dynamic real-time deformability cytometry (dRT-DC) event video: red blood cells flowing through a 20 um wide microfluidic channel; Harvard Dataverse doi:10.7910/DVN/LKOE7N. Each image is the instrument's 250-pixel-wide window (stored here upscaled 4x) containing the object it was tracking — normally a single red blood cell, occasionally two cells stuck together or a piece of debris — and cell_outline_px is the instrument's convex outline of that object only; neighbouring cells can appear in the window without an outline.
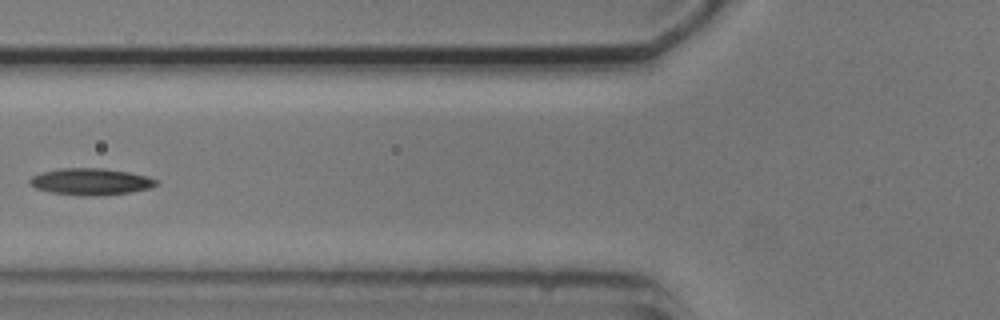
{"species": "common noctule bat (a hibernating species)", "species_latin": "Nyctalus noctula", "temperature_condition": "cold", "stored_images_in_passage": 7, "camera_frame_rate_fps": 3000, "um_per_image_px": 0.085, "animal": {"sex": "male", "body_mass_g": 20.5, "forearm_length_mm": 52.5}, "frame": {"image": 1, "passage_image": 6, "time_ms": 5.667, "image_size_px": [1000, 320], "cell_outline_px": [[160, 180], [152, 188], [128, 192], [100, 196], [80, 196], [48, 192], [36, 188], [28, 180], [32, 176], [44, 172], [60, 168], [104, 168], [128, 172], [148, 176]], "centroid_in_image_um": [7.74, 15.44], "position_along_channel_um": 118.1, "area_um2": 19.77}}
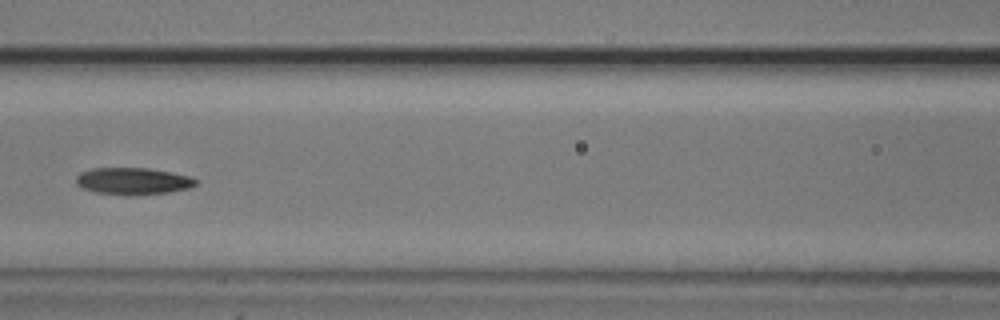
{"frame": {"image": 2, "passage_image": 7, "time_ms": 6.667, "image_size_px": [1000, 320], "cell_outline_px": [[200, 180], [196, 184], [188, 188], [168, 192], [128, 196], [96, 192], [84, 188], [76, 184], [76, 176], [80, 172], [92, 168], [148, 168], [172, 172], [188, 176]], "centroid_in_image_um": [11.3, 15.39], "position_along_channel_um": 155.3, "area_um2": 18.84}}